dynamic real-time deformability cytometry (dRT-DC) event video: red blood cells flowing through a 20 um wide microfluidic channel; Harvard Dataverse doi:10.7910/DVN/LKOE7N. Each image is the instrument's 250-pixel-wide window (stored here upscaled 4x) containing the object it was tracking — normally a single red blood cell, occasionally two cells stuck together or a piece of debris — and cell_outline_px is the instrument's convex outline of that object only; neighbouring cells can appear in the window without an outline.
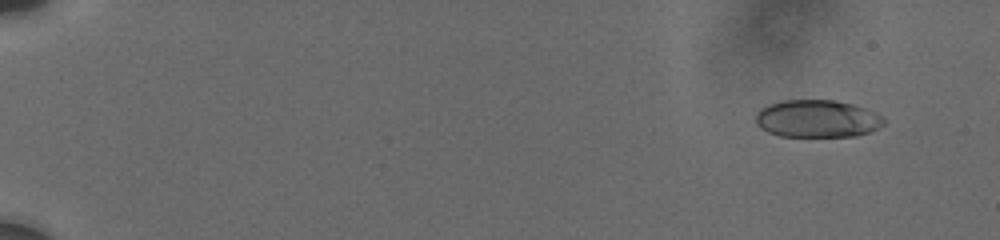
{"species": "human", "species_latin": "Homo sapiens", "temperature_condition": "cold", "stored_images_in_passage": 8, "camera_frame_rate_fps": 3000, "um_per_image_px": 0.085, "donor": {"sex": "male"}, "frame": {"image": 1, "passage_image": 2, "time_ms": 1.0, "image_size_px": [1000, 240], "cell_outline_px": [[884, 124], [880, 128], [872, 132], [856, 136], [780, 136], [768, 132], [760, 128], [756, 124], [756, 112], [760, 108], [768, 104], [784, 100], [836, 100], [852, 104], [864, 108], [880, 116], [884, 120]], "centroid_in_image_um": [69.44, 10.09], "position_along_channel_um": 15.6, "area_um2": 28.09}}
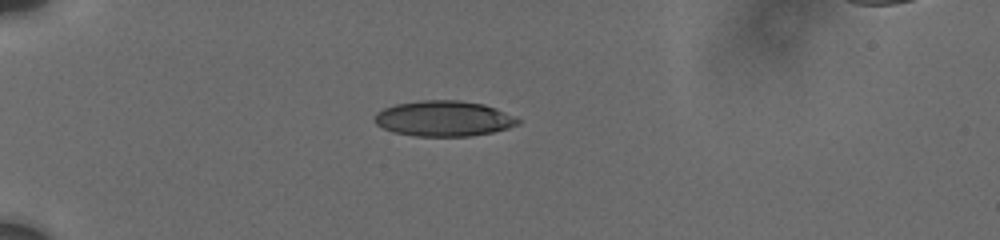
{"frame": {"image": 2, "passage_image": 6, "time_ms": 5.333, "image_size_px": [1000, 240], "cell_outline_px": [[520, 124], [508, 128], [492, 132], [472, 136], [416, 136], [392, 132], [376, 124], [376, 112], [384, 108], [396, 104], [420, 100], [460, 100], [484, 104], [496, 108], [520, 120]], "centroid_in_image_um": [37.72, 10.07], "position_along_channel_um": 47.3, "area_um2": 29.59}}
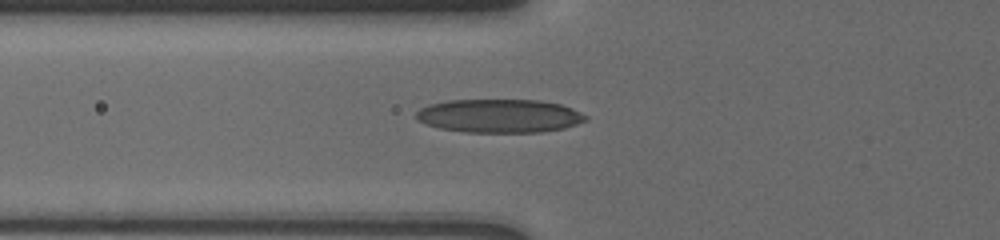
{"frame": {"image": 3, "passage_image": 8, "time_ms": 7.333, "image_size_px": [1000, 240], "cell_outline_px": [[588, 120], [564, 128], [540, 132], [464, 132], [440, 128], [416, 120], [416, 112], [420, 108], [428, 104], [448, 100], [540, 100], [560, 104], [572, 108], [588, 116]], "centroid_in_image_um": [42.45, 9.84], "position_along_channel_um": 83.4, "area_um2": 33.18}}